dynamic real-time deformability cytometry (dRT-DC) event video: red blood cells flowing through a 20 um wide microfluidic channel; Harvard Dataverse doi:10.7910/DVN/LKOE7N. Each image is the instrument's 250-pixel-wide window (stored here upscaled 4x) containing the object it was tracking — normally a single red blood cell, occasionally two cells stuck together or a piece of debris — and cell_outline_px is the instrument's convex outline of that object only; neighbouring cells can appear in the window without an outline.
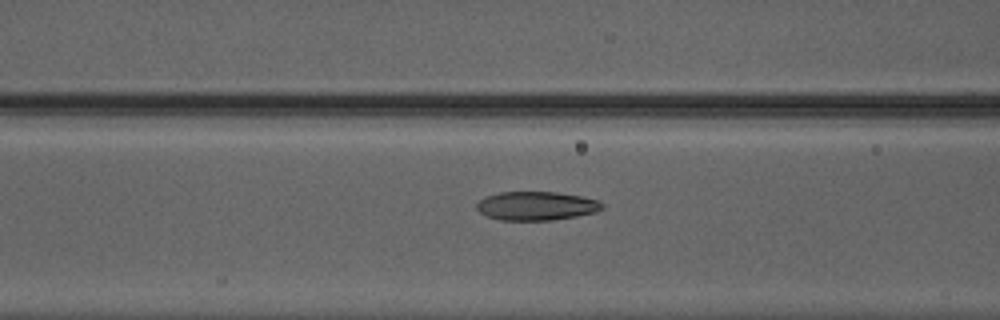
{"species": "Egyptian fruit bat (a non-hibernating species)", "species_latin": "Rousettus aegyptiacus", "temperature_condition": "warm", "stored_images_in_passage": 20, "camera_frame_rate_fps": 3000, "um_per_image_px": 0.085, "animal": {"sex": "male"}, "frame": {"image": 1, "passage_image": 16, "time_ms": 5.0, "image_size_px": [1000, 320], "cell_outline_px": [[604, 208], [596, 212], [576, 216], [552, 220], [500, 220], [484, 216], [476, 208], [476, 204], [484, 196], [504, 188], [528, 188], [584, 196], [600, 200], [604, 204]], "centroid_in_image_um": [45.52, 17.42], "position_along_channel_um": 121.1, "area_um2": 22.66}}
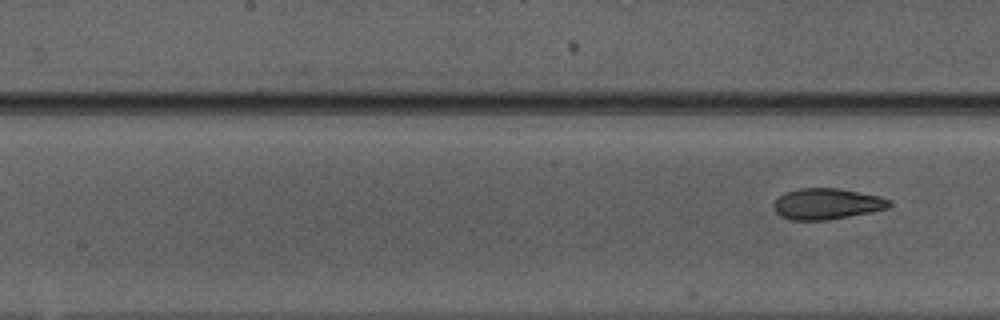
{"frame": {"image": 2, "passage_image": 20, "time_ms": 6.333, "image_size_px": [1000, 320], "cell_outline_px": [[892, 204], [888, 208], [872, 212], [828, 220], [788, 220], [780, 216], [776, 212], [772, 204], [784, 192], [796, 188], [840, 188], [880, 196], [892, 200]], "centroid_in_image_um": [70.29, 17.32], "position_along_channel_um": 177.9, "area_um2": 21.21}}